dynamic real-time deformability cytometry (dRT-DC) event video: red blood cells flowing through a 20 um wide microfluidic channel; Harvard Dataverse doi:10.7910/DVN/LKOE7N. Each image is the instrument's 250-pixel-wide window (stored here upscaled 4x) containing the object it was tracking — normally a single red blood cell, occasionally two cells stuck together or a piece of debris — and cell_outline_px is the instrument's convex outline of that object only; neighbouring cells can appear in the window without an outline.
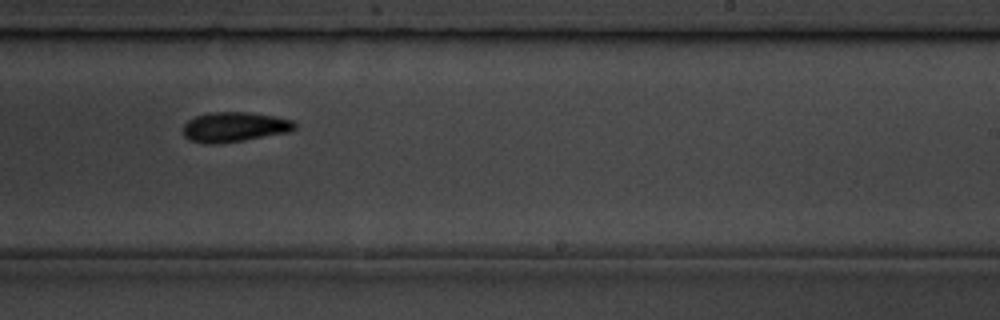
{"species": "common noctule bat (a hibernating species)", "species_latin": "Nyctalus noctula", "temperature_condition": "room temperature", "stored_images_in_passage": 10, "camera_frame_rate_fps": 3000, "um_per_image_px": 0.085, "animal": {"sex": "male", "body_mass_g": 19.5, "forearm_length_mm": 54.6}, "frame": {"image": 1, "passage_image": 6, "time_ms": 5.667, "image_size_px": [1000, 320], "cell_outline_px": [[296, 128], [292, 132], [244, 140], [216, 144], [204, 144], [188, 140], [184, 136], [184, 124], [188, 120], [196, 116], [208, 112], [248, 112], [276, 116], [292, 120], [296, 124]], "centroid_in_image_um": [19.94, 10.8], "position_along_channel_um": 269.1, "area_um2": 19.71}}